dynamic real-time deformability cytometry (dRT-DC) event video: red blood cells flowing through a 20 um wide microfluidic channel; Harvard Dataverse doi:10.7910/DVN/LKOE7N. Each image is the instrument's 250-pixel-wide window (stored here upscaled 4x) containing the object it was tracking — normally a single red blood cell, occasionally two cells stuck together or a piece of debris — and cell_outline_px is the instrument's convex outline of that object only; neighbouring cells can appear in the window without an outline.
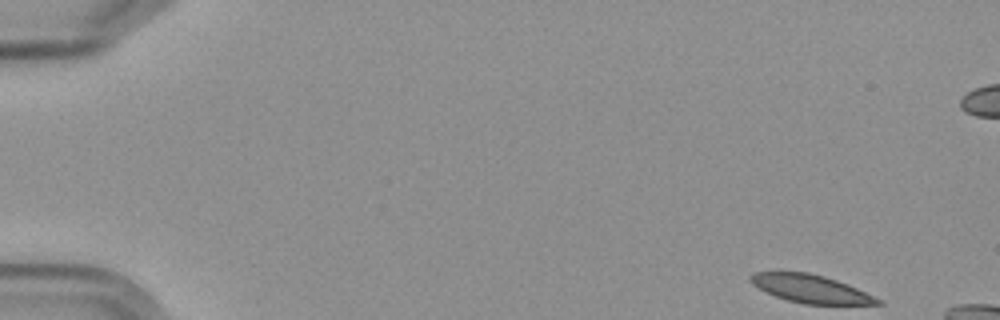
{"species": "Egyptian fruit bat (a non-hibernating species)", "species_latin": "Rousettus aegyptiacus", "temperature_condition": "cold", "stored_images_in_passage": 4, "camera_frame_rate_fps": 3000, "um_per_image_px": 0.085, "frame": {"image": 1, "passage_image": 1, "time_ms": 0.0, "image_size_px": [1000, 320], "cell_outline_px": [[884, 304], [804, 304], [788, 300], [776, 296], [752, 284], [748, 280], [748, 276], [752, 272], [776, 268], [808, 272], [824, 276], [848, 284], [884, 300]], "centroid_in_image_um": [68.83, 24.48], "position_along_channel_um": 16.2, "area_um2": 21.56}}